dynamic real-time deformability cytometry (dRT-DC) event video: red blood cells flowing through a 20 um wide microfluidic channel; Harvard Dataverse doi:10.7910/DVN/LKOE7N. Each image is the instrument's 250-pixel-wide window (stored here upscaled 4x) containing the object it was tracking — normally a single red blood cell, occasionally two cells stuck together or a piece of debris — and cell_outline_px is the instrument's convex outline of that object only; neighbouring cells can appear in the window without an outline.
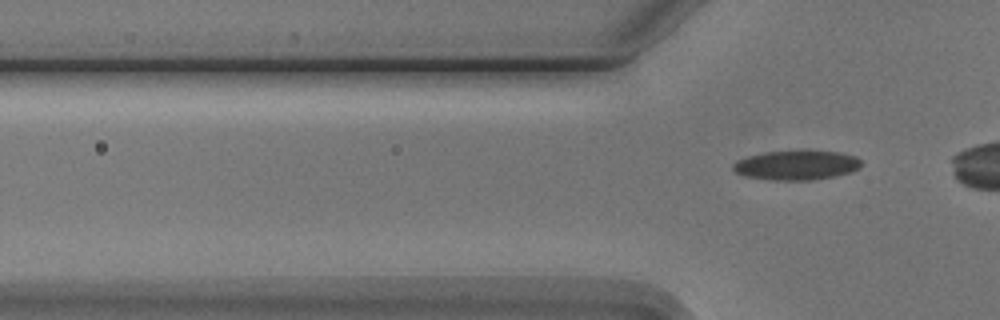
{"species": "Egyptian fruit bat (a non-hibernating species)", "species_latin": "Rousettus aegyptiacus", "temperature_condition": "cold", "stored_images_in_passage": 2, "camera_frame_rate_fps": 3000, "um_per_image_px": 0.085, "animal": {"sex": "male"}, "frame": {"image": 1, "passage_image": 2, "time_ms": 2.0, "image_size_px": [1000, 320], "cell_outline_px": [[860, 168], [852, 172], [812, 180], [772, 180], [744, 176], [736, 172], [732, 168], [732, 164], [736, 160], [748, 156], [768, 152], [808, 148], [840, 152], [856, 156], [860, 160]], "centroid_in_image_um": [67.72, 14.0], "position_along_channel_um": 58.1, "area_um2": 22.66}}